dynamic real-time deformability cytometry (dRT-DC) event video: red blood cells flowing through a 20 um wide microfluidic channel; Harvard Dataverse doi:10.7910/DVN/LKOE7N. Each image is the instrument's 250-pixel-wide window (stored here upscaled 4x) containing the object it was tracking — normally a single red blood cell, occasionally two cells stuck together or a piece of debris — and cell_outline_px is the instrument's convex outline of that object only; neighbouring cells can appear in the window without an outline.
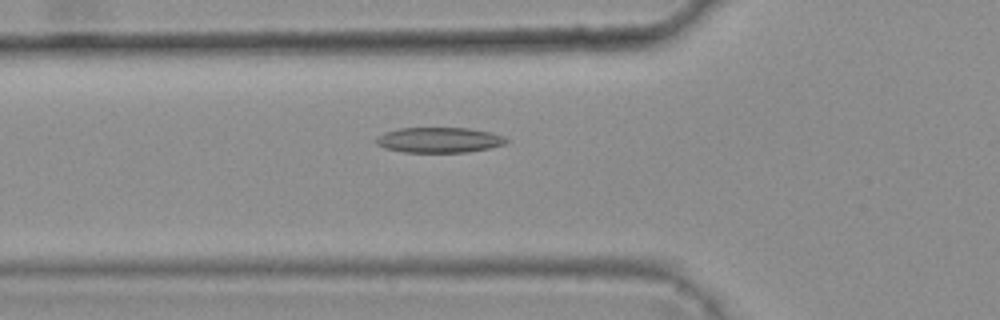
{"species": "common noctule bat (a hibernating species)", "species_latin": "Nyctalus noctula", "temperature_condition": "warm", "stored_images_in_passage": 35, "camera_frame_rate_fps": 3000, "um_per_image_px": 0.085, "animal": {"sex": "female", "body_mass_g": 25.1}, "frame": {"image": 1, "passage_image": 4, "time_ms": 1.0, "image_size_px": [1000, 320], "cell_outline_px": [[508, 140], [504, 144], [492, 148], [468, 152], [404, 152], [384, 148], [376, 144], [376, 140], [384, 132], [400, 128], [468, 128], [492, 132], [504, 136]], "centroid_in_image_um": [37.36, 11.9], "position_along_channel_um": 88.4, "area_um2": 19.25}}
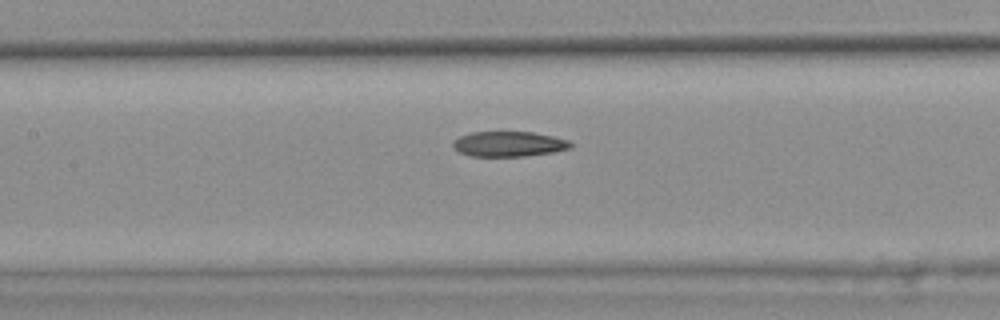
{"frame": {"image": 2, "passage_image": 10, "time_ms": 3.0, "image_size_px": [1000, 320], "cell_outline_px": [[572, 148], [552, 152], [524, 156], [472, 156], [460, 152], [452, 148], [452, 140], [460, 136], [472, 132], [532, 132], [552, 136], [568, 140], [572, 144]], "centroid_in_image_um": [43.22, 12.24], "position_along_channel_um": 164.2, "area_um2": 17.22}}
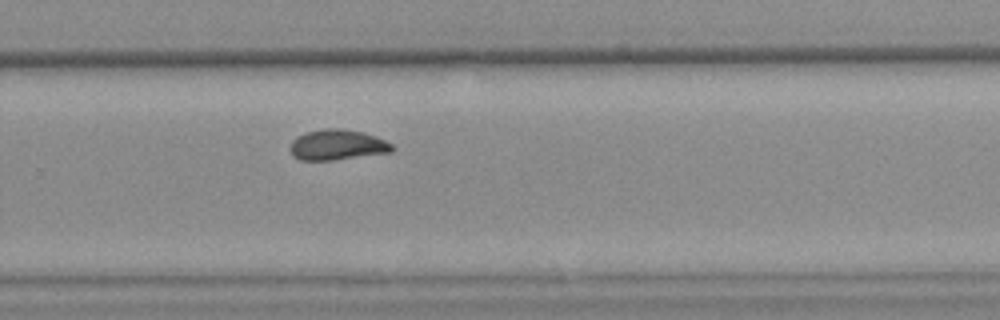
{"frame": {"image": 3, "passage_image": 21, "time_ms": 6.667, "image_size_px": [1000, 320], "cell_outline_px": [[396, 148], [392, 152], [332, 160], [300, 160], [292, 156], [288, 148], [292, 140], [296, 136], [304, 132], [328, 128], [340, 128], [364, 132], [376, 136], [392, 144]], "centroid_in_image_um": [28.64, 12.31], "position_along_channel_um": 301.2, "area_um2": 18.38}, "authors_computed_cell_mechanics": {"area_um2": 17.8602, "velocity_mm_per_s": 3.7525, "shape_relaxation_time_tau1_ms": null, "shape_relaxation_time_tau2_ms": 2.6162, "deformation_change_tau1": null, "deformation_change_tau2": 0.0804}}